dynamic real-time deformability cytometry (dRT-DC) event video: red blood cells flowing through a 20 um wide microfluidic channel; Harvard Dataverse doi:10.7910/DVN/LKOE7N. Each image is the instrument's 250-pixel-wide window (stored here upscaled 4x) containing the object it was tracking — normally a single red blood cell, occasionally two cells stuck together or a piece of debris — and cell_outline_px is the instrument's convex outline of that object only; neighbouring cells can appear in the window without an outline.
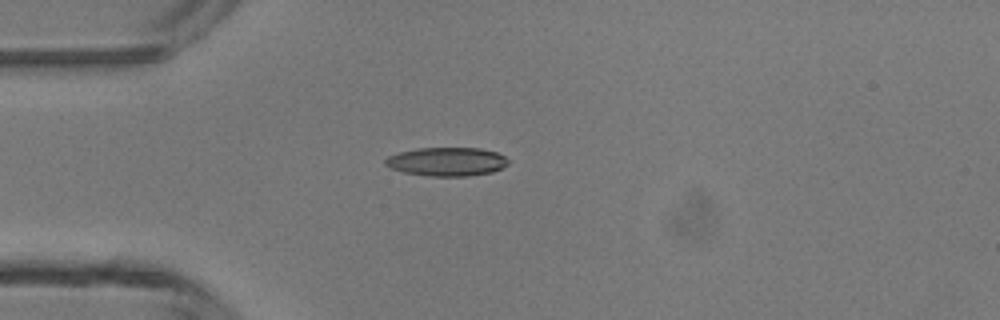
{"species": "common noctule bat (a hibernating species)", "species_latin": "Nyctalus noctula", "temperature_condition": "room temperature", "stored_images_in_passage": 4, "camera_frame_rate_fps": 3000, "um_per_image_px": 0.085, "animal": {"sex": "male", "body_mass_g": 13.3}, "frame": {"image": 1, "passage_image": 4, "time_ms": 3.667, "image_size_px": [1000, 320], "cell_outline_px": [[508, 164], [492, 172], [468, 176], [428, 176], [404, 172], [392, 168], [384, 164], [384, 160], [388, 156], [400, 152], [416, 148], [480, 148], [496, 152], [504, 156], [508, 160]], "centroid_in_image_um": [37.97, 13.74], "position_along_channel_um": 47.0, "area_um2": 20.46}}